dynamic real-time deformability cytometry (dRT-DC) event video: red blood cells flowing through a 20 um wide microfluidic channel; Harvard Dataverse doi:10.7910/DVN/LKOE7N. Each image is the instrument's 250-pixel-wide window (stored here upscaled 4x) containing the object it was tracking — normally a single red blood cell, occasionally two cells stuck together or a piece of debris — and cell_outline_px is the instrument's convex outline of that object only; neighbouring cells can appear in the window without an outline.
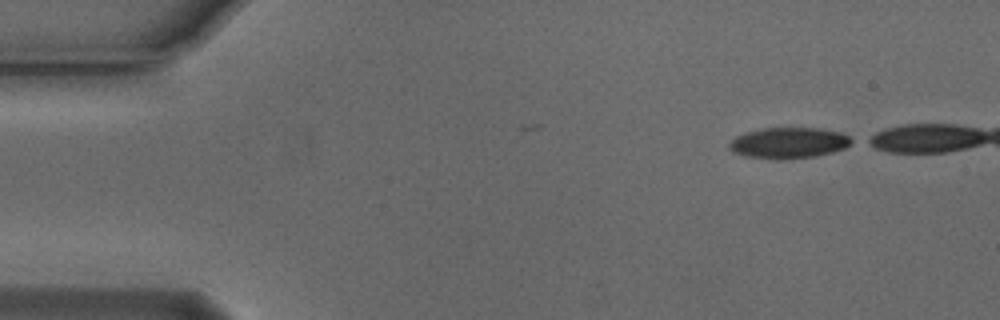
{"species": "Egyptian fruit bat (a non-hibernating species)", "species_latin": "Rousettus aegyptiacus", "temperature_condition": "cold", "stored_images_in_passage": 39, "camera_frame_rate_fps": 3000, "um_per_image_px": 0.085, "animal": {"sex": "male"}, "frame": {"image": 1, "passage_image": 1, "time_ms": 0.0, "image_size_px": [1000, 320], "cell_outline_px": [[856, 140], [844, 148], [832, 152], [816, 156], [788, 160], [772, 160], [744, 156], [732, 152], [728, 148], [728, 144], [736, 136], [748, 132], [764, 128], [820, 128], [840, 132]], "centroid_in_image_um": [67.03, 12.17], "position_along_channel_um": 18.0, "area_um2": 22.37}}
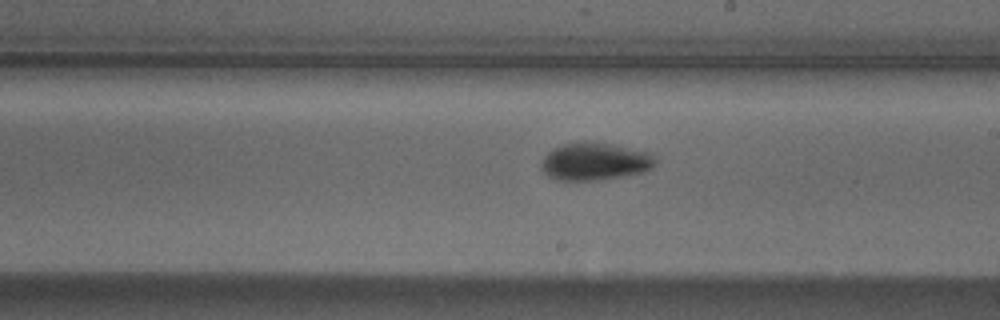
{"frame": {"image": 2, "passage_image": 26, "time_ms": 8.333, "image_size_px": [1000, 320], "cell_outline_px": [[656, 164], [652, 168], [644, 172], [620, 176], [592, 180], [556, 180], [548, 176], [540, 168], [540, 164], [544, 156], [552, 148], [564, 144], [584, 140], [588, 140], [612, 144], [652, 152], [656, 160]], "centroid_in_image_um": [50.56, 13.7], "position_along_channel_um": 238.4, "area_um2": 25.32}}
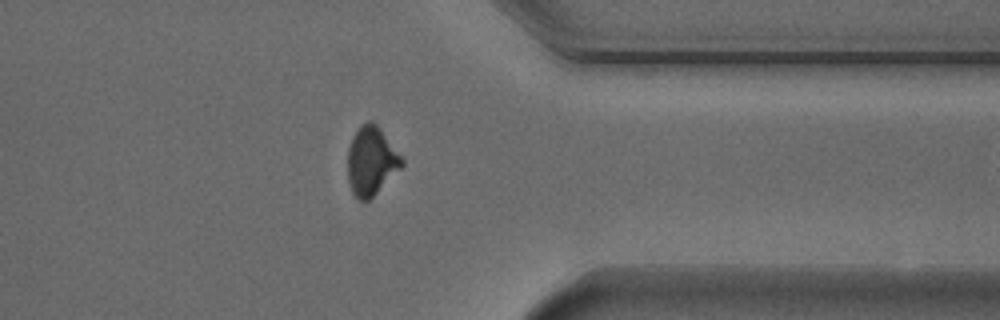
{"frame": {"image": 3, "passage_image": 38, "time_ms": 12.333, "image_size_px": [1000, 320], "cell_outline_px": [[404, 164], [368, 200], [360, 200], [352, 192], [348, 180], [348, 148], [352, 136], [368, 120], [372, 120], [376, 124], [404, 160]], "centroid_in_image_um": [31.54, 13.67], "position_along_channel_um": 379.9, "area_um2": 20.98}}